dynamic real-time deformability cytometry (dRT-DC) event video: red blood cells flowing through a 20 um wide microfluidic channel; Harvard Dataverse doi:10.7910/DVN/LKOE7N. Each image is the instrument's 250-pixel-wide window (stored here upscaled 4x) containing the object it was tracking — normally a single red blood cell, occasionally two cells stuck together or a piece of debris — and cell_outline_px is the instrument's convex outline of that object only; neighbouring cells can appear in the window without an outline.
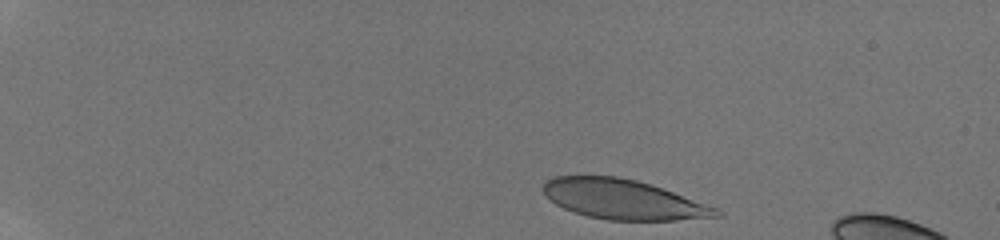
{"species": "human", "species_latin": "Homo sapiens", "temperature_condition": "room temperature", "stored_images_in_passage": 41, "camera_frame_rate_fps": 3000, "um_per_image_px": 0.085, "donor": {"sex": "male"}, "frame": {"image": 1, "passage_image": 2, "time_ms": 0.333, "image_size_px": [1000, 240], "cell_outline_px": [[724, 216], [676, 220], [608, 220], [588, 216], [572, 212], [556, 204], [544, 192], [544, 184], [548, 180], [556, 176], [620, 176], [636, 180], [672, 192], [716, 208], [724, 212]], "centroid_in_image_um": [52.98, 16.96], "position_along_channel_um": 32.0, "area_um2": 39.54}}
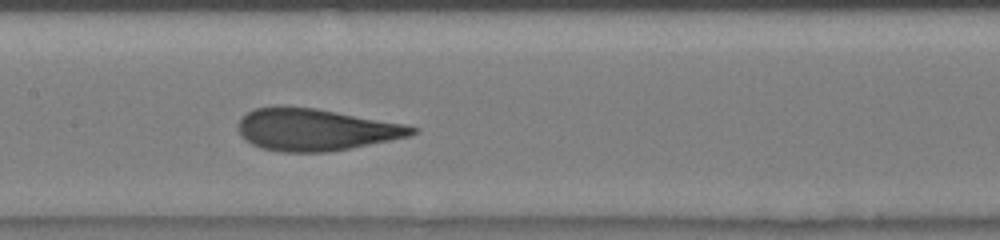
{"frame": {"image": 2, "passage_image": 22, "time_ms": 7.0, "image_size_px": [1000, 240], "cell_outline_px": [[420, 128], [416, 132], [408, 136], [328, 152], [280, 152], [260, 148], [244, 140], [240, 136], [240, 116], [256, 108], [316, 108], [408, 124]], "centroid_in_image_um": [26.84, 11.03], "position_along_channel_um": 180.6, "area_um2": 41.96}}
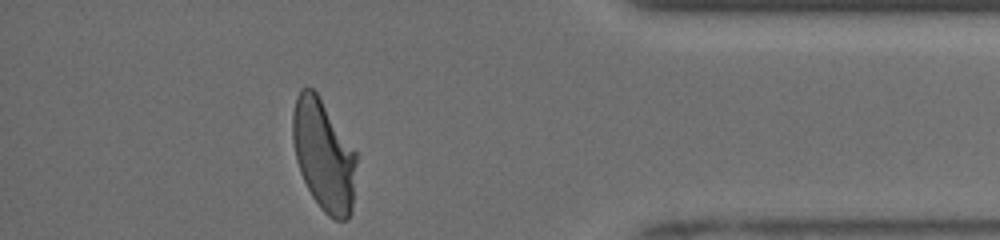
{"frame": {"image": 3, "passage_image": 41, "time_ms": 13.333, "image_size_px": [1000, 240], "cell_outline_px": [[356, 164], [352, 212], [348, 220], [336, 220], [328, 216], [324, 212], [312, 196], [300, 172], [296, 160], [292, 140], [292, 112], [296, 96], [300, 88], [312, 88], [316, 92], [356, 152]], "centroid_in_image_um": [27.5, 13.21], "position_along_channel_um": 407.7, "area_um2": 41.15}, "authors_computed_cell_mechanics": {"area_um2": 42.194, "velocity_mm_per_s": 3.9405, "shape_relaxation_time_tau1_ms": 5.9993, "shape_relaxation_time_tau2_ms": null, "deformation_change_tau1": 0.2064, "deformation_change_tau2": null}}